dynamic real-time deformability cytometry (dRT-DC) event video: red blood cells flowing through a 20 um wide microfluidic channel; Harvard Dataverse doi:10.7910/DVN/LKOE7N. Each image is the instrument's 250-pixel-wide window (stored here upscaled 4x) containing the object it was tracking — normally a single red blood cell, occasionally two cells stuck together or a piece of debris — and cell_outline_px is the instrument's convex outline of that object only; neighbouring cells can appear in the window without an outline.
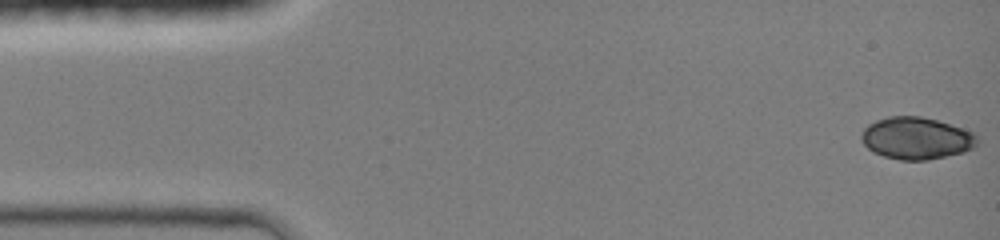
{"species": "common noctule bat (a hibernating species)", "species_latin": "Nyctalus noctula", "temperature_condition": "room temperature", "stored_images_in_passage": 45, "camera_frame_rate_fps": 3000, "um_per_image_px": 0.085, "animal": {"sex": "female", "body_mass_g": 19.0, "forearm_length_mm": 51.5}, "frame": {"image": 1, "passage_image": 1, "time_ms": 0.0, "image_size_px": [1000, 240], "cell_outline_px": [[980, 140], [972, 148], [964, 152], [928, 160], [900, 160], [884, 156], [872, 152], [860, 140], [860, 136], [864, 128], [868, 124], [876, 120], [888, 116], [920, 116], [936, 120], [972, 132]], "centroid_in_image_um": [77.85, 11.75], "position_along_channel_um": 7.1, "area_um2": 28.38}}
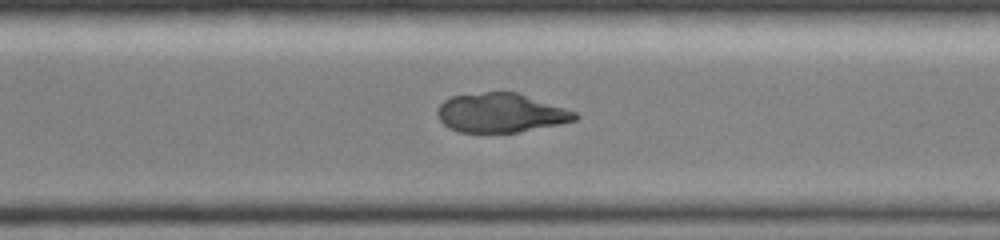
{"frame": {"image": 2, "passage_image": 32, "time_ms": 10.333, "image_size_px": [1000, 240], "cell_outline_px": [[580, 116], [576, 120], [560, 124], [516, 132], [460, 132], [448, 128], [440, 120], [436, 112], [440, 104], [444, 100], [452, 96], [484, 92], [516, 92], [576, 112]], "centroid_in_image_um": [42.54, 9.59], "position_along_channel_um": 328.1, "area_um2": 31.15}}
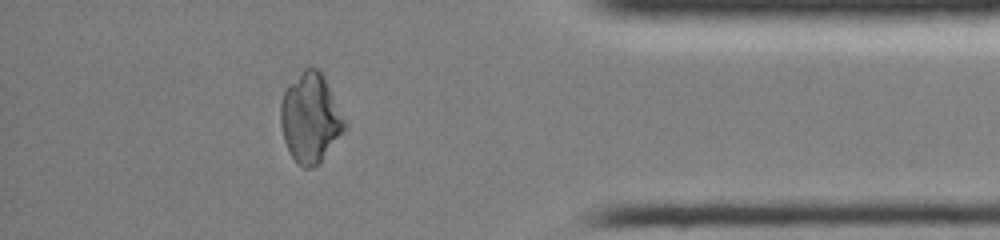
{"frame": {"image": 3, "passage_image": 39, "time_ms": 12.667, "image_size_px": [1000, 240], "cell_outline_px": [[344, 128], [320, 164], [312, 168], [304, 168], [292, 156], [284, 140], [280, 124], [280, 104], [284, 92], [288, 84], [304, 68], [316, 68], [324, 76], [344, 120]], "centroid_in_image_um": [26.34, 10.02], "position_along_channel_um": 408.9, "area_um2": 32.66}}